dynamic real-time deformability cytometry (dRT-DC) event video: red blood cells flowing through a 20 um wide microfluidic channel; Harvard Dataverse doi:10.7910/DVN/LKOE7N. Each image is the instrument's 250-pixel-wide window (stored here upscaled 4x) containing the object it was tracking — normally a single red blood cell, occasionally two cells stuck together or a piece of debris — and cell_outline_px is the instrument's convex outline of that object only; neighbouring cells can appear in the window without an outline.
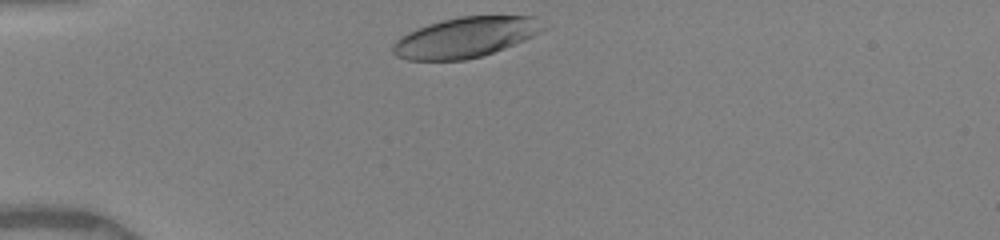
{"species": "human", "species_latin": "Homo sapiens", "temperature_condition": "warm", "stored_images_in_passage": 29, "camera_frame_rate_fps": 3000, "um_per_image_px": 0.085, "donor": {"sex": "female"}, "frame": {"image": 1, "passage_image": 1, "time_ms": 0.0, "image_size_px": [1000, 240], "cell_outline_px": [[548, 28], [524, 40], [504, 48], [480, 56], [464, 60], [408, 60], [396, 56], [392, 52], [392, 44], [400, 36], [416, 28], [440, 20], [460, 16], [536, 16]], "centroid_in_image_um": [39.55, 3.16], "position_along_channel_um": 45.4, "area_um2": 35.37}}
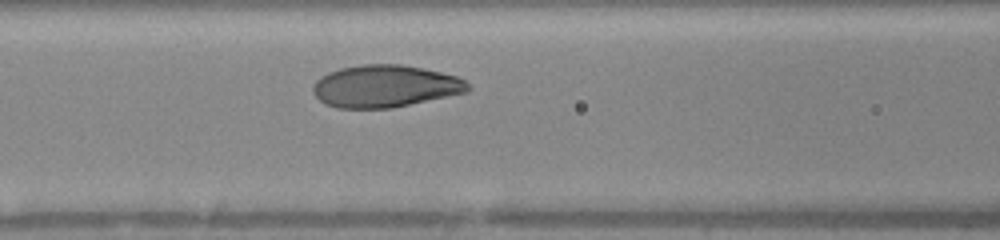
{"frame": {"image": 2, "passage_image": 10, "time_ms": 3.0, "image_size_px": [1000, 240], "cell_outline_px": [[472, 88], [468, 92], [392, 108], [336, 108], [324, 104], [312, 92], [312, 84], [320, 76], [328, 72], [340, 68], [364, 64], [400, 64], [440, 72], [456, 76], [464, 80]], "centroid_in_image_um": [32.7, 7.33], "position_along_channel_um": 133.9, "area_um2": 38.26}}
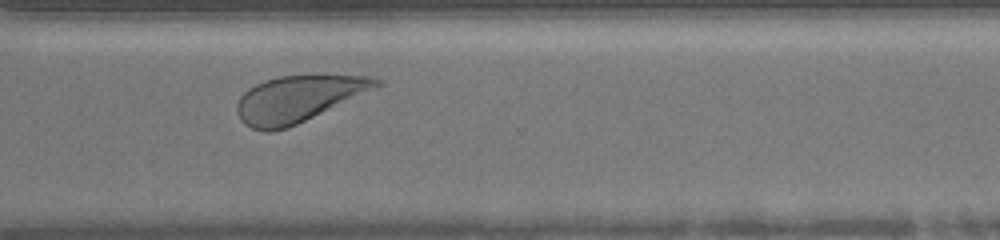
{"frame": {"image": 3, "passage_image": 28, "time_ms": 8.333, "image_size_px": [1000, 240], "cell_outline_px": [[384, 84], [376, 88], [288, 128], [272, 132], [264, 132], [252, 128], [244, 124], [240, 120], [236, 112], [236, 104], [240, 96], [248, 88], [264, 80], [280, 76], [368, 76], [380, 80]], "centroid_in_image_um": [25.28, 8.42], "position_along_channel_um": 345.3, "area_um2": 37.34}}